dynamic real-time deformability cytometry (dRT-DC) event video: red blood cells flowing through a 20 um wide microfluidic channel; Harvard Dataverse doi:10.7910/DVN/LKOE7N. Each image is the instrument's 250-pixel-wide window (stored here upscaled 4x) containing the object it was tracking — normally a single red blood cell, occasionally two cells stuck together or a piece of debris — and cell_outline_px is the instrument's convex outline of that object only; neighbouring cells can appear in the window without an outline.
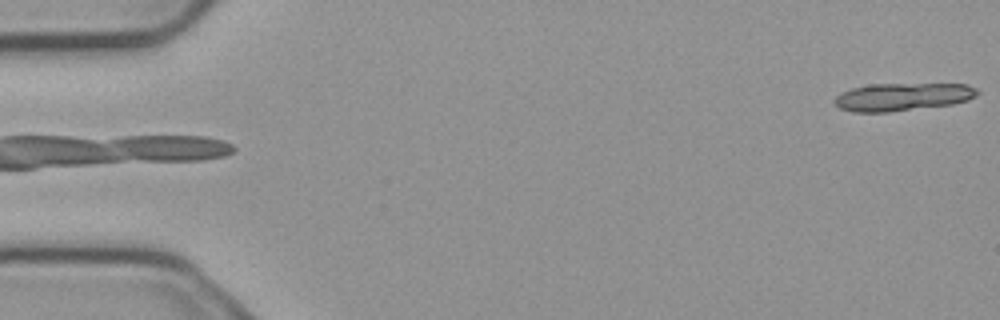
{"species": "common noctule bat (a hibernating species)", "species_latin": "Nyctalus noctula", "temperature_condition": "cold", "stored_images_in_passage": 9, "segment_of_instrument_passage": [1, 2], "camera_frame_rate_fps": 3000, "um_per_image_px": 0.085, "animal": {"sex": "male", "body_mass_g": 23.1, "forearm_length_mm": 52.7}, "frame": {"image": 1, "passage_image": 1, "time_ms": 0.0, "image_size_px": [1000, 320], "cell_outline_px": [[980, 92], [976, 96], [968, 100], [952, 104], [888, 112], [852, 112], [840, 108], [832, 100], [840, 92], [852, 88], [872, 84], [968, 84], [976, 88]], "centroid_in_image_um": [76.71, 8.23], "position_along_channel_um": 8.3, "area_um2": 23.18}}